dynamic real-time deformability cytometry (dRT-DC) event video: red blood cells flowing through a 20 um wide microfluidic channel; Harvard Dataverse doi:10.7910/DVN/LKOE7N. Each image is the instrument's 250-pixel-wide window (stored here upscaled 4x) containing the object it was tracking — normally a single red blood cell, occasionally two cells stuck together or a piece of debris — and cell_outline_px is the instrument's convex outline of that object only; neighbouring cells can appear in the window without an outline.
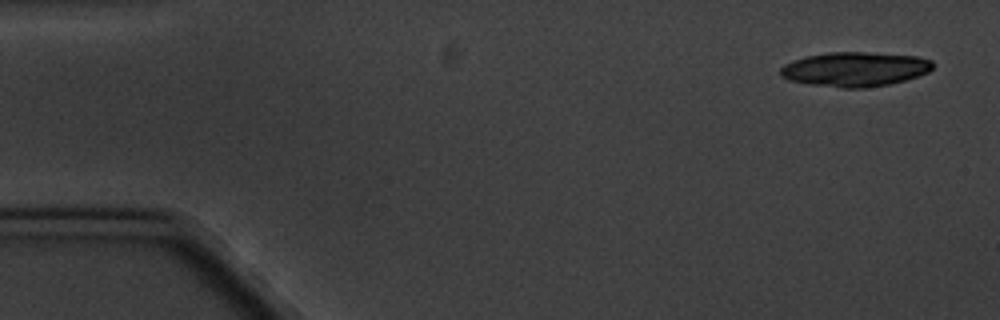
{"species": "common noctule bat (a hibernating species)", "species_latin": "Nyctalus noctula", "temperature_condition": "cold", "stored_images_in_passage": 6, "camera_frame_rate_fps": 3000, "um_per_image_px": 0.085, "animal": {"sex": "male", "body_mass_g": 20.1, "forearm_length_mm": 53.5}, "frame": {"image": 1, "passage_image": 1, "time_ms": 0.0, "image_size_px": [1000, 320], "cell_outline_px": [[932, 68], [928, 72], [904, 80], [888, 84], [864, 88], [844, 88], [808, 84], [788, 80], [780, 76], [780, 68], [784, 64], [792, 60], [804, 56], [828, 52], [864, 52], [916, 56], [932, 60]], "centroid_in_image_um": [72.61, 5.88], "position_along_channel_um": 12.4, "area_um2": 30.63}}